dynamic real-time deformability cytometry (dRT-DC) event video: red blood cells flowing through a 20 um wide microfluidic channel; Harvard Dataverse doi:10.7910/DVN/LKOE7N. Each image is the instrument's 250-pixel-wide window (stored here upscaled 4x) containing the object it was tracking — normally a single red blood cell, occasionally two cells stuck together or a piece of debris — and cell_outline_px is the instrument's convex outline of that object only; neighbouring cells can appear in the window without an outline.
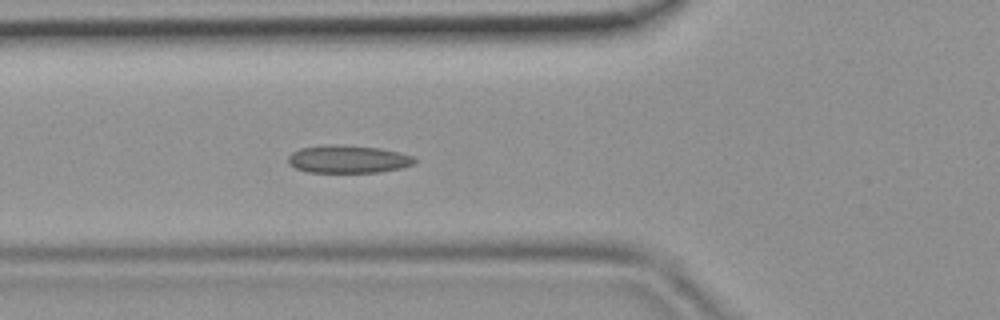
{"species": "common noctule bat (a hibernating species)", "species_latin": "Nyctalus noctula", "temperature_condition": "room temperature", "stored_images_in_passage": 39, "camera_frame_rate_fps": 3000, "um_per_image_px": 0.085, "animal": {"sex": "female", "body_mass_g": 19.9}, "frame": {"image": 1, "passage_image": 15, "time_ms": 4.667, "image_size_px": [1000, 320], "cell_outline_px": [[416, 160], [412, 164], [400, 168], [380, 172], [308, 172], [296, 168], [288, 164], [288, 156], [292, 152], [300, 148], [380, 148], [412, 156]], "centroid_in_image_um": [29.59, 13.59], "position_along_channel_um": 96.2, "area_um2": 19.07}}
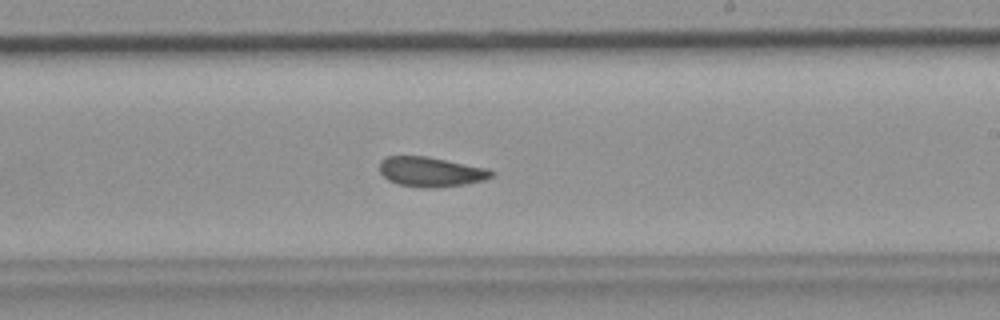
{"frame": {"image": 2, "passage_image": 26, "time_ms": 8.333, "image_size_px": [1000, 320], "cell_outline_px": [[492, 176], [484, 180], [464, 184], [428, 188], [424, 188], [400, 184], [388, 180], [380, 172], [380, 160], [384, 156], [428, 156], [488, 168], [492, 172]], "centroid_in_image_um": [36.59, 14.58], "position_along_channel_um": 252.4, "area_um2": 19.31}}
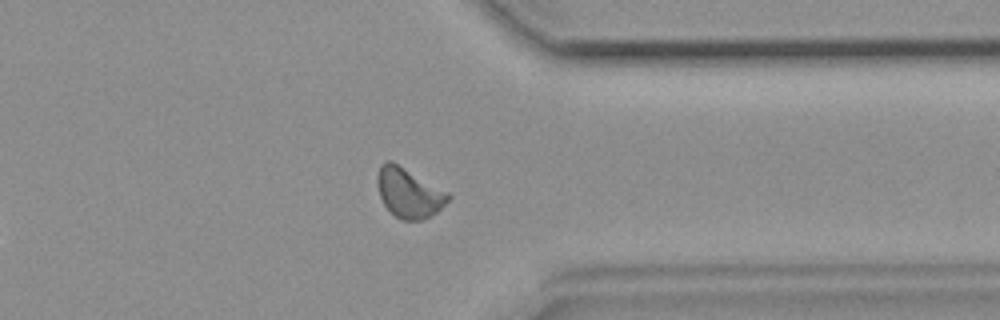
{"frame": {"image": 3, "passage_image": 35, "time_ms": 11.333, "image_size_px": [1000, 320], "cell_outline_px": [[452, 196], [436, 212], [420, 220], [400, 220], [384, 204], [380, 196], [376, 180], [376, 176], [380, 164], [384, 160], [392, 160], [448, 192]], "centroid_in_image_um": [34.72, 16.35], "position_along_channel_um": 376.7, "area_um2": 20.4}}